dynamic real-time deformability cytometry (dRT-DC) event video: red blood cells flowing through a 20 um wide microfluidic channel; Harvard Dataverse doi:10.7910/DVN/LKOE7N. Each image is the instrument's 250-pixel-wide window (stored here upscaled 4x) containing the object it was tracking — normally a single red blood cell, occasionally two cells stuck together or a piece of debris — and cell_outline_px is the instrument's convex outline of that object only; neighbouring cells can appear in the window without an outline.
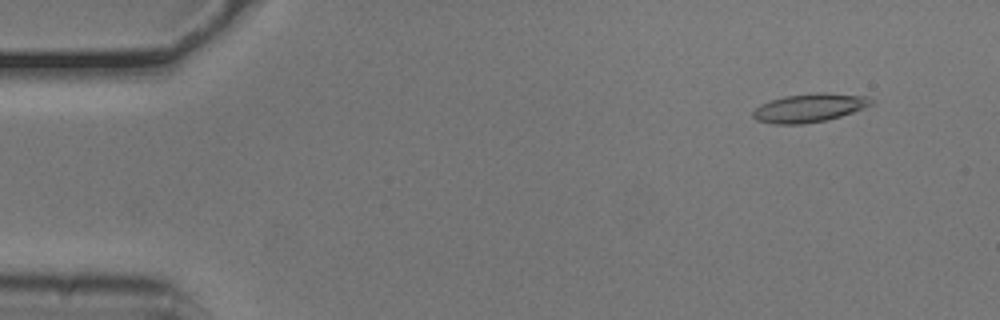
{"species": "common noctule bat (a hibernating species)", "species_latin": "Nyctalus noctula", "temperature_condition": "cold", "stored_images_in_passage": 15, "camera_frame_rate_fps": 3000, "um_per_image_px": 0.085, "animal": {"sex": "male", "body_mass_g": 20.5, "forearm_length_mm": 52.5}, "frame": {"image": 1, "passage_image": 5, "time_ms": 1.333, "image_size_px": [1000, 320], "cell_outline_px": [[876, 100], [872, 104], [864, 108], [840, 116], [824, 120], [804, 124], [776, 124], [756, 120], [752, 116], [752, 112], [760, 104], [784, 96], [816, 92], [828, 92], [868, 96]], "centroid_in_image_um": [68.82, 9.15], "position_along_channel_um": 16.2, "area_um2": 19.77}}